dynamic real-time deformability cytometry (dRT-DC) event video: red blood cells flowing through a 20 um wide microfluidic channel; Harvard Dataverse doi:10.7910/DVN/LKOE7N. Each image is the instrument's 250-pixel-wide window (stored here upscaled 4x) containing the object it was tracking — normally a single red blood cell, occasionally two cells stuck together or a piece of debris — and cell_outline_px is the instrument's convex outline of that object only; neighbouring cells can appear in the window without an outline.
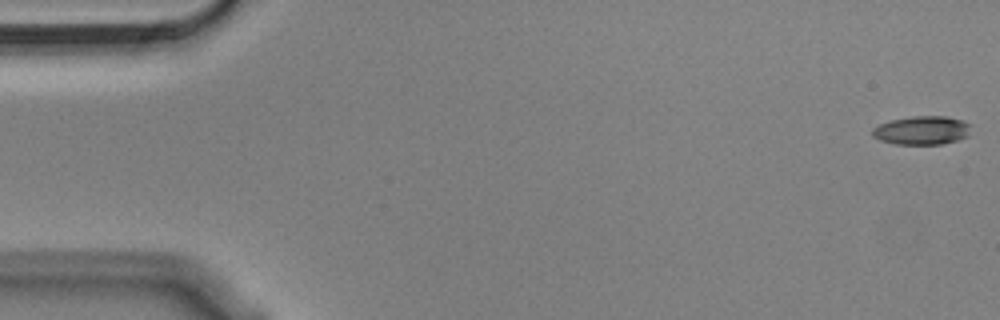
{"species": "Egyptian fruit bat (a non-hibernating species)", "species_latin": "Rousettus aegyptiacus", "temperature_condition": "cold", "stored_images_in_passage": 9, "camera_frame_rate_fps": 3000, "um_per_image_px": 0.085, "animal": {"sex": "male"}, "frame": {"image": 1, "passage_image": 1, "time_ms": 0.0, "image_size_px": [1000, 320], "cell_outline_px": [[968, 136], [956, 140], [940, 144], [896, 144], [880, 140], [872, 136], [872, 128], [880, 124], [892, 120], [912, 116], [944, 116], [960, 120], [968, 124]], "centroid_in_image_um": [78.31, 11.08], "position_along_channel_um": 6.7, "area_um2": 16.13}}